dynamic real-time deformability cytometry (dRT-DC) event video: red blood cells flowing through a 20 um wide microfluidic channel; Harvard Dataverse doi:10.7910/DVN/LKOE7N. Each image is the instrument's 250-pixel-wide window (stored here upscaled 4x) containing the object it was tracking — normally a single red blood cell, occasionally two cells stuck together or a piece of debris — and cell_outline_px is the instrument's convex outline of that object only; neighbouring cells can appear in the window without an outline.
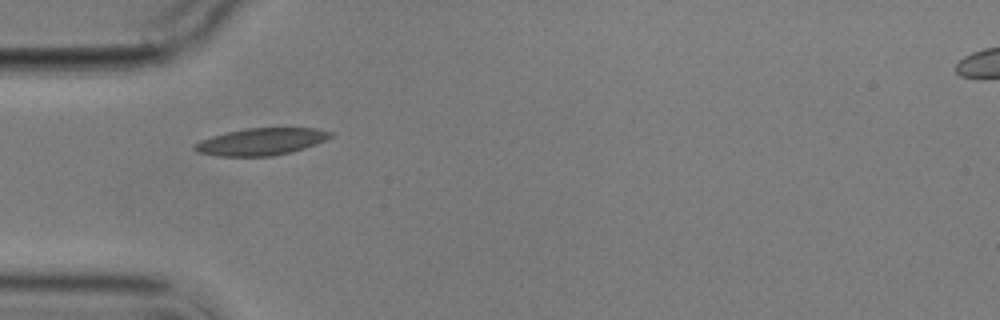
{"species": "common noctule bat (a hibernating species)", "species_latin": "Nyctalus noctula", "temperature_condition": "cold", "stored_images_in_passage": 6, "camera_frame_rate_fps": 3000, "um_per_image_px": 0.085, "animal": {"sex": "male", "body_mass_g": 17.9}, "frame": {"image": 1, "passage_image": 1, "time_ms": 0.0, "image_size_px": [1000, 320], "cell_outline_px": [[332, 136], [324, 140], [304, 148], [272, 156], [216, 156], [196, 152], [192, 148], [192, 144], [200, 140], [212, 136], [228, 132], [248, 128], [316, 128], [332, 132]], "centroid_in_image_um": [22.13, 12.04], "position_along_channel_um": 62.9, "area_um2": 21.27}}
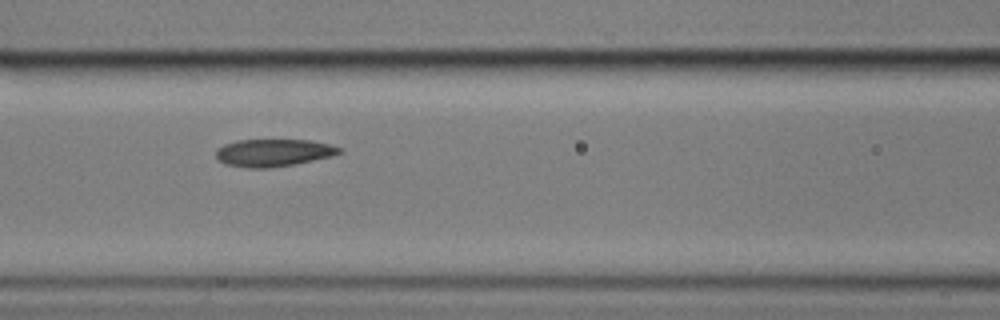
{"frame": {"image": 2, "passage_image": 3, "time_ms": 2.333, "image_size_px": [1000, 320], "cell_outline_px": [[344, 152], [332, 156], [296, 164], [268, 168], [248, 168], [224, 164], [216, 156], [216, 148], [224, 144], [236, 140], [308, 140], [328, 144], [344, 148]], "centroid_in_image_um": [23.26, 12.98], "position_along_channel_um": 143.3, "area_um2": 19.88}}
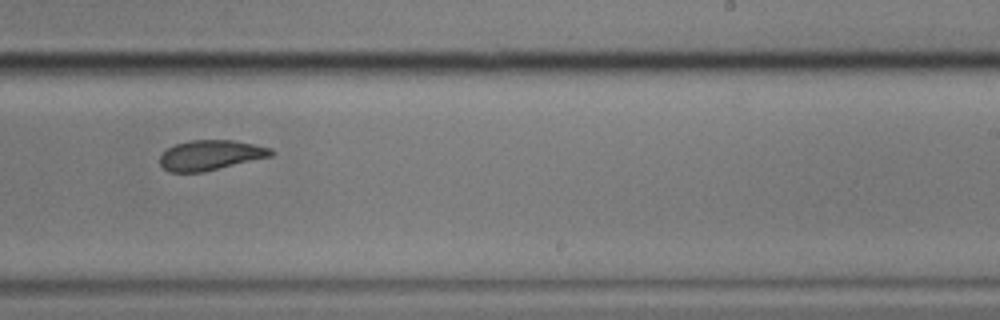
{"frame": {"image": 3, "passage_image": 6, "time_ms": 6.0, "image_size_px": [1000, 320], "cell_outline_px": [[276, 152], [272, 156], [204, 172], [168, 172], [160, 164], [160, 156], [168, 148], [176, 144], [192, 140], [232, 140], [272, 148]], "centroid_in_image_um": [17.92, 13.19], "position_along_channel_um": 271.1, "area_um2": 19.42}}